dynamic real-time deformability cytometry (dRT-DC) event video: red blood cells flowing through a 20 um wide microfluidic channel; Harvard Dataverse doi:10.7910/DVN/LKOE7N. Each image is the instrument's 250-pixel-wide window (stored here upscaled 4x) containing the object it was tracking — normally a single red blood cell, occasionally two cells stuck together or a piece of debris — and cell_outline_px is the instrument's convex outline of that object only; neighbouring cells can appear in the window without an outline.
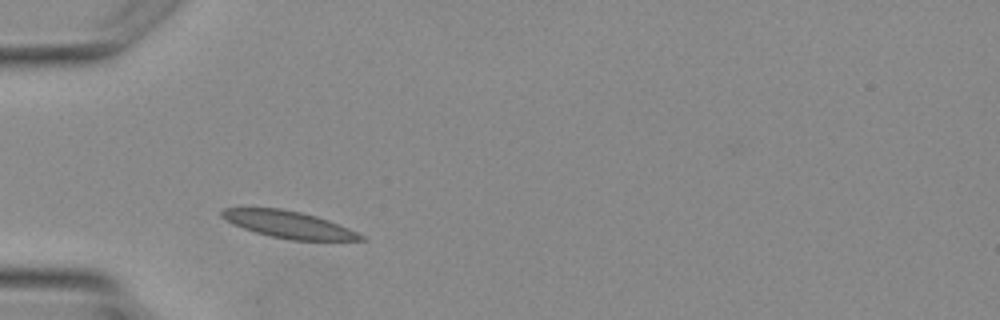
{"species": "Egyptian fruit bat (a non-hibernating species)", "species_latin": "Rousettus aegyptiacus", "temperature_condition": "warm", "stored_images_in_passage": 2, "camera_frame_rate_fps": 3000, "um_per_image_px": 0.085, "animal": {"sex": "female"}, "frame": {"image": 1, "passage_image": 2, "time_ms": 1.0, "image_size_px": [1000, 320], "cell_outline_px": [[368, 240], [292, 240], [272, 236], [256, 232], [232, 224], [220, 216], [220, 212], [224, 208], [280, 208], [300, 212], [316, 216], [328, 220], [348, 228], [364, 236]], "centroid_in_image_um": [24.52, 19.08], "position_along_channel_um": 60.5, "area_um2": 21.56}}